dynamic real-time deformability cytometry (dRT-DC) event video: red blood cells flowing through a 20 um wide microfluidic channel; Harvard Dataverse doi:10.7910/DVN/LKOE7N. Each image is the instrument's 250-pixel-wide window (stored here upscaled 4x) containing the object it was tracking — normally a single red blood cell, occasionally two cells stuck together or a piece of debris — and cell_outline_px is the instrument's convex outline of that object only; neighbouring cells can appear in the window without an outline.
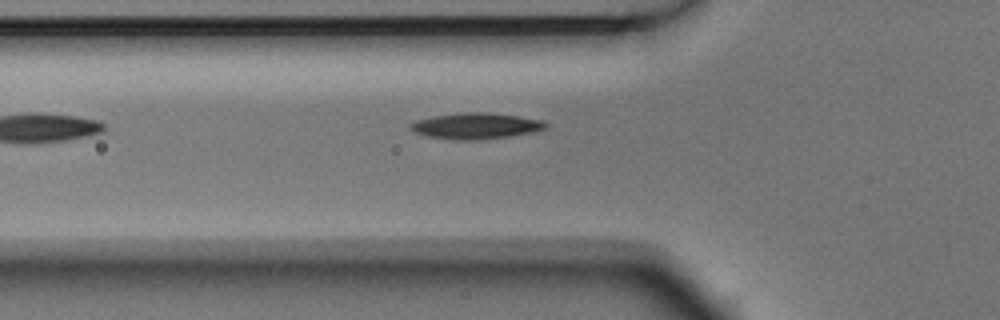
{"species": "Egyptian fruit bat (a non-hibernating species)", "species_latin": "Rousettus aegyptiacus", "temperature_condition": "room temperature", "stored_images_in_passage": 2, "camera_frame_rate_fps": 3000, "um_per_image_px": 0.085, "animal": {"sex": "male"}, "frame": {"image": 1, "passage_image": 2, "time_ms": 0.333, "image_size_px": [1000, 320], "cell_outline_px": [[548, 128], [532, 132], [508, 136], [480, 140], [456, 140], [428, 136], [416, 132], [408, 128], [408, 124], [416, 120], [432, 116], [460, 112], [484, 112], [516, 116], [544, 120], [548, 124]], "centroid_in_image_um": [40.43, 10.7], "position_along_channel_um": 85.4, "area_um2": 20.58}}